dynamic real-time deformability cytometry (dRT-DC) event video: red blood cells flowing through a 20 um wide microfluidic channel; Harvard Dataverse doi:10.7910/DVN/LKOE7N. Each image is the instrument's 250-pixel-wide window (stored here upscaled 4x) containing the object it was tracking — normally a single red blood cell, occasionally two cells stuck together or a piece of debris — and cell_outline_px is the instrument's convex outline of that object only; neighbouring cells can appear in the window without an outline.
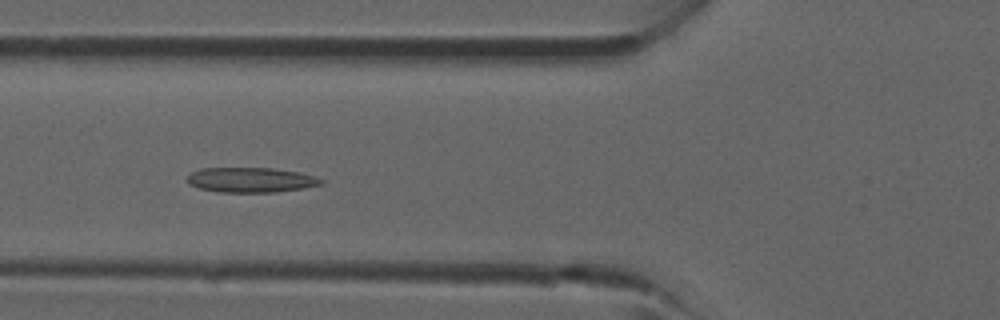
{"species": "common noctule bat (a hibernating species)", "species_latin": "Nyctalus noctula", "temperature_condition": "room temperature", "stored_images_in_passage": 5, "camera_frame_rate_fps": 3000, "um_per_image_px": 0.085, "animal": {"sex": "male", "forearm_length_mm": 52.5}, "frame": {"image": 1, "passage_image": 5, "time_ms": 4.667, "image_size_px": [1000, 320], "cell_outline_px": [[324, 184], [304, 188], [276, 192], [216, 192], [200, 188], [188, 184], [184, 180], [192, 172], [200, 168], [272, 168], [300, 172], [324, 180]], "centroid_in_image_um": [21.3, 15.29], "position_along_channel_um": 104.5, "area_um2": 19.59}}